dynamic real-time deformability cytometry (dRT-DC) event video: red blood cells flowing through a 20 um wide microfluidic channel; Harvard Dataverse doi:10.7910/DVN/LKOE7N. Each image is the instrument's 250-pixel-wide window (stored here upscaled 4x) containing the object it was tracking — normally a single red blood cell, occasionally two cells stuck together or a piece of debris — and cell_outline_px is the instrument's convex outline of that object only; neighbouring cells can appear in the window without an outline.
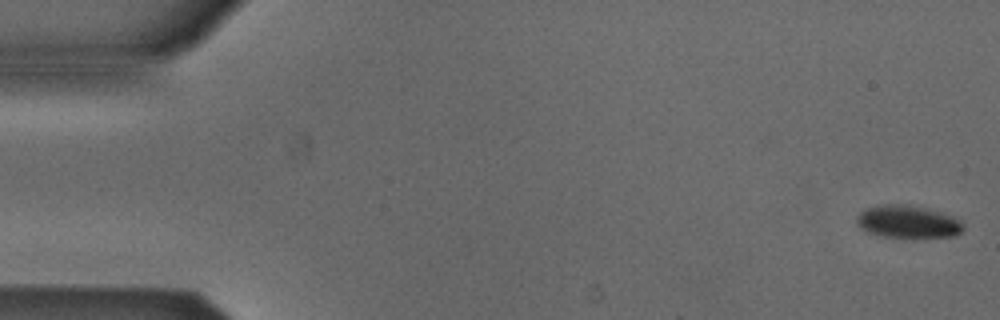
{"species": "Egyptian fruit bat (a non-hibernating species)", "species_latin": "Rousettus aegyptiacus", "temperature_condition": "cold", "stored_images_in_passage": 53, "camera_frame_rate_fps": 3000, "um_per_image_px": 0.085, "animal": {"sex": "male"}, "frame": {"image": 1, "passage_image": 1, "time_ms": 0.0, "image_size_px": [1000, 320], "cell_outline_px": [[964, 228], [960, 232], [952, 236], [884, 236], [868, 232], [860, 228], [856, 224], [856, 216], [864, 208], [880, 204], [908, 204], [956, 216], [964, 224]], "centroid_in_image_um": [77.13, 18.81], "position_along_channel_um": 7.9, "area_um2": 20.11}}
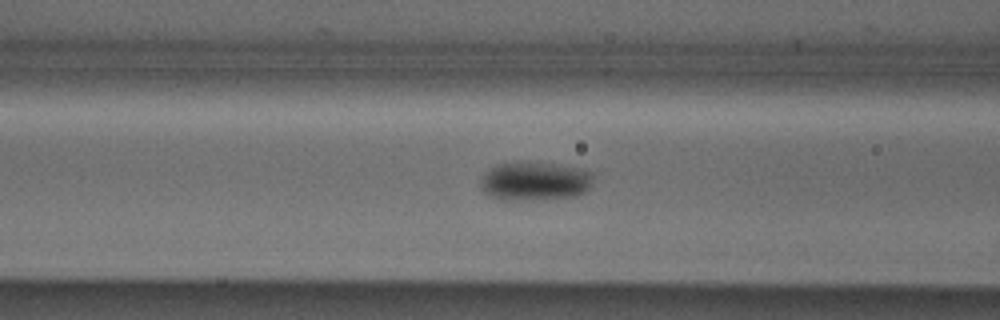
{"frame": {"image": 2, "passage_image": 21, "time_ms": 6.667, "image_size_px": [1000, 320], "cell_outline_px": [[592, 180], [588, 188], [584, 192], [576, 196], [532, 200], [500, 200], [488, 196], [480, 188], [480, 180], [496, 164], [556, 164], [576, 168], [592, 172]], "centroid_in_image_um": [45.44, 15.45], "position_along_channel_um": 121.2, "area_um2": 24.85}}
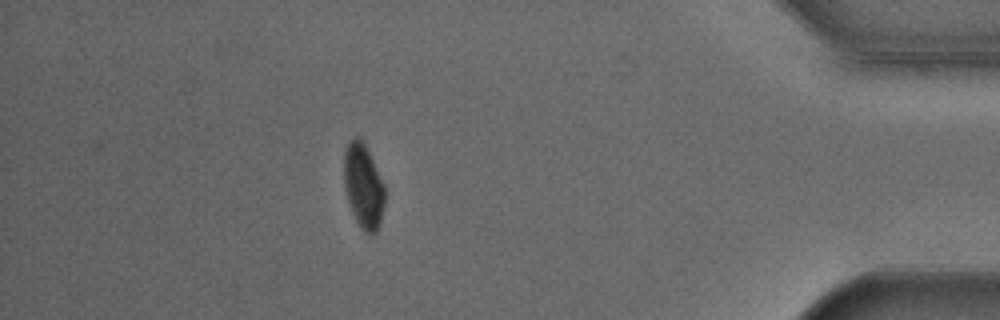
{"frame": {"image": 3, "passage_image": 47, "time_ms": 15.333, "image_size_px": [1000, 320], "cell_outline_px": [[384, 204], [380, 224], [376, 232], [372, 236], [364, 232], [360, 228], [352, 212], [344, 188], [344, 152], [348, 140], [352, 136], [360, 136], [364, 140], [384, 184]], "centroid_in_image_um": [30.88, 15.77], "position_along_channel_um": 404.3, "area_um2": 20.52}, "authors_computed_cell_mechanics": {"area_um2": 22.0218, "velocity_mm_per_s": 3.8292, "shape_relaxation_time_tau1_ms": 5.1373, "shape_relaxation_time_tau2_ms": null, "deformation_change_tau1": 0.1069, "deformation_change_tau2": null}}